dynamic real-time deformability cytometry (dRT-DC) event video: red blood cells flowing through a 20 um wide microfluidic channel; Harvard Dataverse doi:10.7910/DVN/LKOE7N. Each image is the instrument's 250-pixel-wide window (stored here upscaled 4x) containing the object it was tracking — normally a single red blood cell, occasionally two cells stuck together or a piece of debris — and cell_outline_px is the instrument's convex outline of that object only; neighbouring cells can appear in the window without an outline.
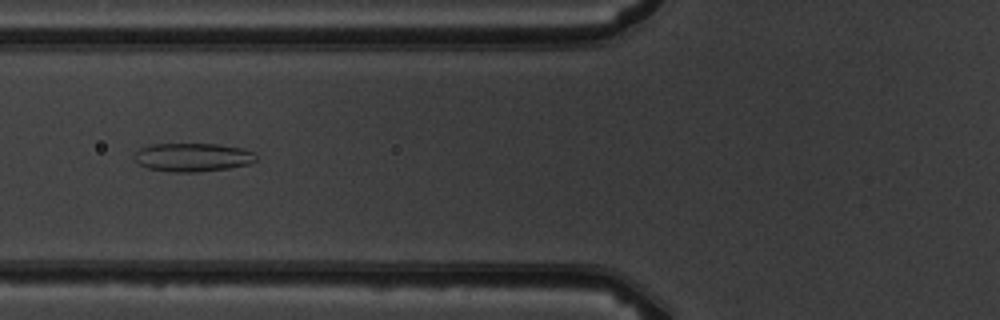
{"species": "common noctule bat (a hibernating species)", "species_latin": "Nyctalus noctula", "temperature_condition": "warm", "stored_images_in_passage": 5, "camera_frame_rate_fps": 3000, "um_per_image_px": 0.085, "animal": {"sex": "male", "body_mass_g": 19.5, "forearm_length_mm": 54.6}, "frame": {"image": 1, "passage_image": 5, "time_ms": 5.333, "image_size_px": [1000, 320], "cell_outline_px": [[256, 160], [248, 164], [228, 168], [196, 172], [172, 172], [148, 168], [140, 164], [136, 160], [136, 152], [140, 148], [152, 144], [216, 144], [244, 148], [256, 152]], "centroid_in_image_um": [16.42, 13.36], "position_along_channel_um": 109.4, "area_um2": 20.11}}